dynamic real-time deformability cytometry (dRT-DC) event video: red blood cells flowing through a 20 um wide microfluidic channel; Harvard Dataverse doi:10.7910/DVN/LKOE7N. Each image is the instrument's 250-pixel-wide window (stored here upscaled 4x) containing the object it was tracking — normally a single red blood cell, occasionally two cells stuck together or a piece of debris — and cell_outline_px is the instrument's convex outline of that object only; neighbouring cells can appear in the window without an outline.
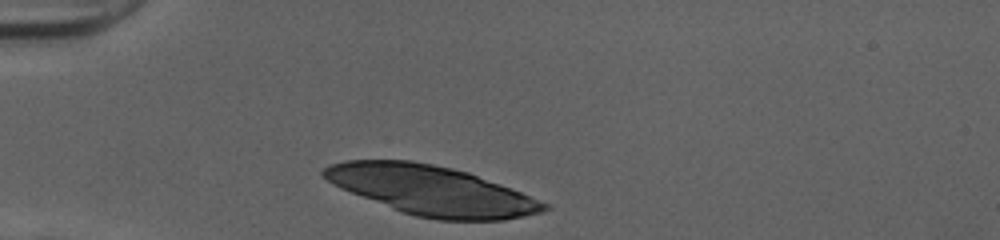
{"species": "human", "species_latin": "Homo sapiens", "temperature_condition": "cold", "stored_images_in_passage": 29, "camera_frame_rate_fps": 3000, "um_per_image_px": 0.085, "donor": {"sex": "female"}, "frame": {"image": 1, "passage_image": 1, "time_ms": 0.0, "image_size_px": [1000, 240], "cell_outline_px": [[552, 208], [540, 212], [524, 216], [504, 220], [436, 220], [416, 216], [404, 212], [340, 188], [332, 184], [320, 176], [320, 172], [324, 168], [332, 164], [344, 160], [412, 160], [452, 168], [468, 172], [520, 192], [548, 204]], "centroid_in_image_um": [36.65, 16.18], "position_along_channel_um": 48.4, "area_um2": 62.83}}